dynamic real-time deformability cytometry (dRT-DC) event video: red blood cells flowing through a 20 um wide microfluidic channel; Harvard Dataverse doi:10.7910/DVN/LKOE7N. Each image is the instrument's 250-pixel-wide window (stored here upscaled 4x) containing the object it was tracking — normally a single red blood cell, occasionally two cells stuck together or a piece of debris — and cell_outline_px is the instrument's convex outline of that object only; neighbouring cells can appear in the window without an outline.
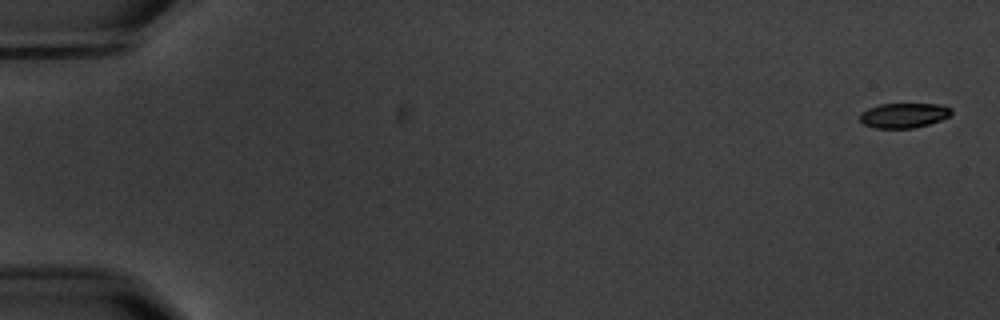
{"species": "common noctule bat (a hibernating species)", "species_latin": "Nyctalus noctula", "temperature_condition": "warm", "stored_images_in_passage": 4, "camera_frame_rate_fps": 3000, "um_per_image_px": 0.085, "animal": {"sex": "male", "body_mass_g": 20.1, "forearm_length_mm": 53.5}, "frame": {"image": 1, "passage_image": 1, "time_ms": 0.0, "image_size_px": [1000, 320], "cell_outline_px": [[952, 112], [948, 116], [940, 120], [928, 124], [912, 128], [872, 128], [864, 124], [860, 120], [860, 112], [868, 108], [880, 104], [940, 104], [952, 108]], "centroid_in_image_um": [76.8, 9.8], "position_along_channel_um": 8.2, "area_um2": 13.24}}